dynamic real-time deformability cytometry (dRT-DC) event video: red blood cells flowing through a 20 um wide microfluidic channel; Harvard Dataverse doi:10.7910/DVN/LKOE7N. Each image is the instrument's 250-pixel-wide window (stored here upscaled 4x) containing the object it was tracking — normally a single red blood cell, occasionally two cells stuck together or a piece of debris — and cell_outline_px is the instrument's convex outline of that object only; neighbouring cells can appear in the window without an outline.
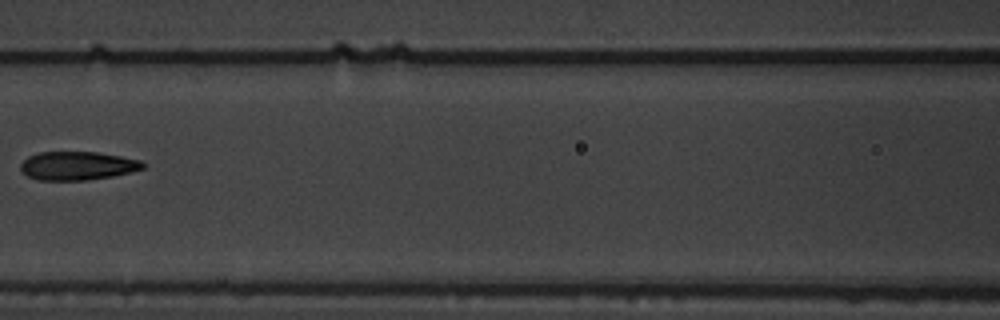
{"species": "common noctule bat (a hibernating species)", "species_latin": "Nyctalus noctula", "temperature_condition": "warm", "stored_images_in_passage": 8, "camera_frame_rate_fps": 3000, "um_per_image_px": 0.085, "animal": {"sex": "male", "body_mass_g": 19.5, "forearm_length_mm": 54.6}, "frame": {"image": 1, "passage_image": 7, "time_ms": 7.0, "image_size_px": [1000, 320], "cell_outline_px": [[148, 164], [144, 168], [132, 172], [112, 176], [88, 180], [36, 180], [28, 176], [20, 168], [20, 164], [28, 156], [40, 152], [96, 152], [120, 156], [140, 160]], "centroid_in_image_um": [6.61, 14.09], "position_along_channel_um": 160.0, "area_um2": 20.4}}
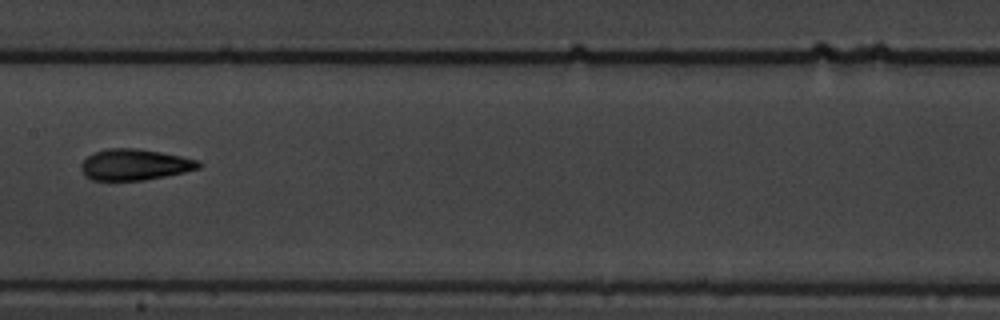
{"frame": {"image": 2, "passage_image": 8, "time_ms": 8.0, "image_size_px": [1000, 320], "cell_outline_px": [[204, 164], [200, 168], [184, 172], [144, 180], [92, 180], [84, 176], [80, 168], [80, 164], [88, 156], [96, 152], [108, 148], [136, 148], [160, 152], [180, 156], [196, 160]], "centroid_in_image_um": [11.43, 14.0], "position_along_channel_um": 196.0, "area_um2": 21.21}}